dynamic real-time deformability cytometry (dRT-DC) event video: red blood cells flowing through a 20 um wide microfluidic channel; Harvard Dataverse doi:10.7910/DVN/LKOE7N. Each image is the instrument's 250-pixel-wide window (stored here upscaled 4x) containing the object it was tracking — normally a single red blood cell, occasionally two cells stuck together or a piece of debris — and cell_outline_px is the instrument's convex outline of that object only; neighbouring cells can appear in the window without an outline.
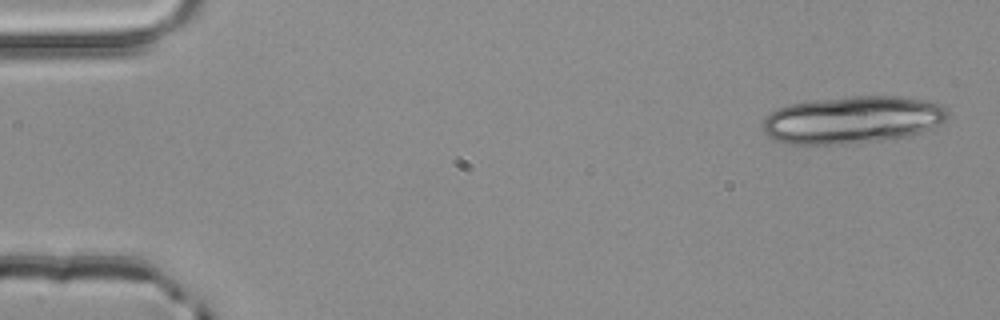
{"species": "common noctule bat (a hibernating species)", "species_latin": "Nyctalus noctula", "temperature_condition": "room temperature", "stored_images_in_passage": 4, "camera_frame_rate_fps": 3000, "um_per_image_px": 0.085, "animal": {"sex": "male", "body_mass_g": 20.4}, "frame": {"image": 1, "passage_image": 1, "time_ms": 0.0, "image_size_px": [1000, 320], "cell_outline_px": [[948, 116], [940, 124], [932, 128], [904, 136], [884, 140], [844, 144], [788, 144], [776, 140], [768, 136], [764, 132], [764, 120], [772, 112], [788, 104], [812, 100], [852, 96], [900, 96], [924, 100], [944, 104], [948, 112]], "centroid_in_image_um": [72.48, 10.17], "position_along_channel_um": 12.5, "area_um2": 50.98}}